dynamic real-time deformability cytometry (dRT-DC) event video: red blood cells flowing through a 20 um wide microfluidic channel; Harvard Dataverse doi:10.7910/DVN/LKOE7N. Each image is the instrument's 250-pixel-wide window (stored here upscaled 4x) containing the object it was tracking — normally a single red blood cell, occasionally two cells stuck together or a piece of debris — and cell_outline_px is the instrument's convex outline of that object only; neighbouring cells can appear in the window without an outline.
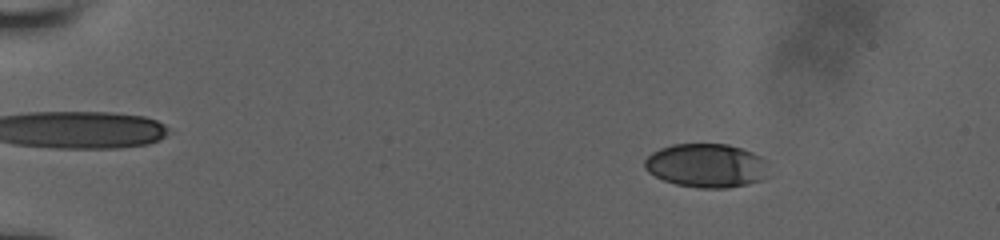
{"species": "human", "species_latin": "Homo sapiens", "temperature_condition": "room temperature", "stored_images_in_passage": 20, "camera_frame_rate_fps": 3000, "um_per_image_px": 0.085, "donor": {"sex": "male"}, "frame": {"image": 1, "passage_image": 7, "time_ms": 2.667, "image_size_px": [1000, 240], "cell_outline_px": [[768, 176], [760, 180], [748, 184], [728, 188], [696, 188], [676, 184], [664, 180], [648, 172], [644, 168], [644, 160], [652, 152], [660, 148], [672, 144], [728, 144], [764, 156], [768, 160]], "centroid_in_image_um": [60.08, 14.07], "position_along_channel_um": 24.9, "area_um2": 32.14}}
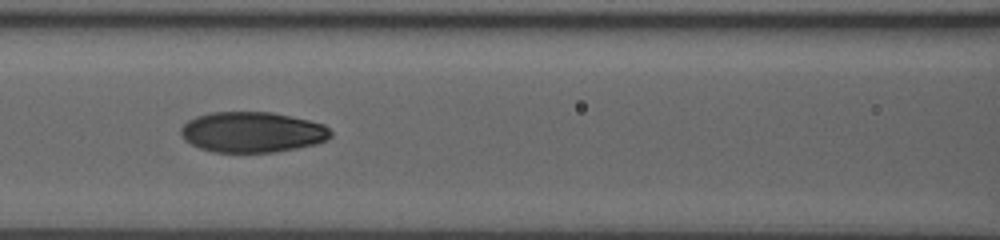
{"frame": {"image": 2, "passage_image": 16, "time_ms": 8.667, "image_size_px": [1000, 240], "cell_outline_px": [[332, 136], [328, 140], [316, 144], [296, 148], [272, 152], [212, 152], [200, 148], [184, 140], [180, 132], [180, 128], [188, 120], [196, 116], [208, 112], [272, 112], [308, 120], [324, 124], [332, 132]], "centroid_in_image_um": [21.44, 11.23], "position_along_channel_um": 145.2, "area_um2": 35.55}}
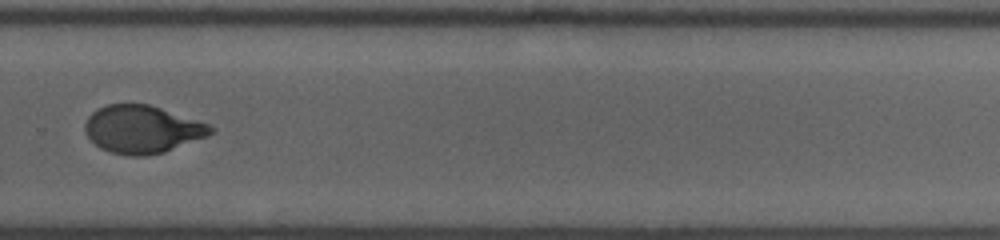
{"frame": {"image": 3, "passage_image": 20, "time_ms": 13.0, "image_size_px": [1000, 240], "cell_outline_px": [[216, 128], [208, 136], [164, 152], [148, 156], [128, 156], [112, 152], [100, 148], [88, 136], [84, 128], [84, 124], [88, 116], [96, 108], [108, 104], [148, 104], [208, 124]], "centroid_in_image_um": [12.07, 11.0], "position_along_channel_um": 317.7, "area_um2": 34.8}}